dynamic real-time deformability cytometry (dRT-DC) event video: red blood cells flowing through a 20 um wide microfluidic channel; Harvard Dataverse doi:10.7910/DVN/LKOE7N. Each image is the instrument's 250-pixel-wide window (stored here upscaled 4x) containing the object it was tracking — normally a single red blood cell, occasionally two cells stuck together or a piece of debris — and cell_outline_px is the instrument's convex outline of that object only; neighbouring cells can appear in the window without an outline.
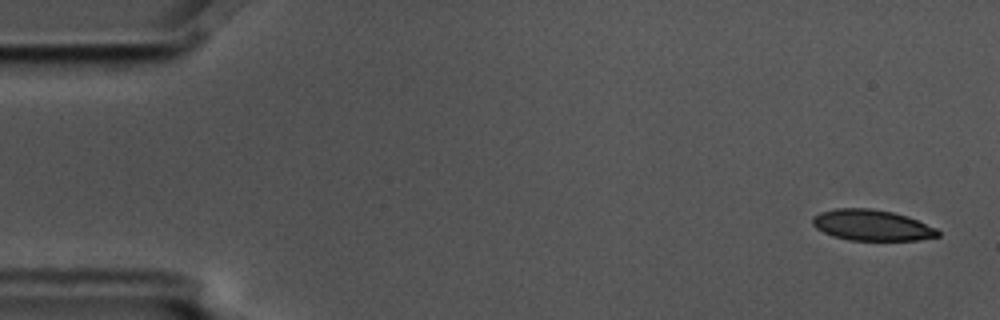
{"species": "common noctule bat (a hibernating species)", "species_latin": "Nyctalus noctula", "temperature_condition": "cold", "stored_images_in_passage": 8, "camera_frame_rate_fps": 3000, "um_per_image_px": 0.085, "animal": {"sex": "male", "body_mass_g": 17.5, "forearm_length_mm": 52.3}, "frame": {"image": 1, "passage_image": 1, "time_ms": 0.0, "image_size_px": [1000, 320], "cell_outline_px": [[940, 236], [916, 240], [848, 240], [824, 232], [816, 228], [812, 224], [812, 216], [820, 212], [836, 208], [872, 208], [892, 212], [908, 216], [936, 228], [940, 232]], "centroid_in_image_um": [74.11, 19.13], "position_along_channel_um": 10.9, "area_um2": 22.54}}
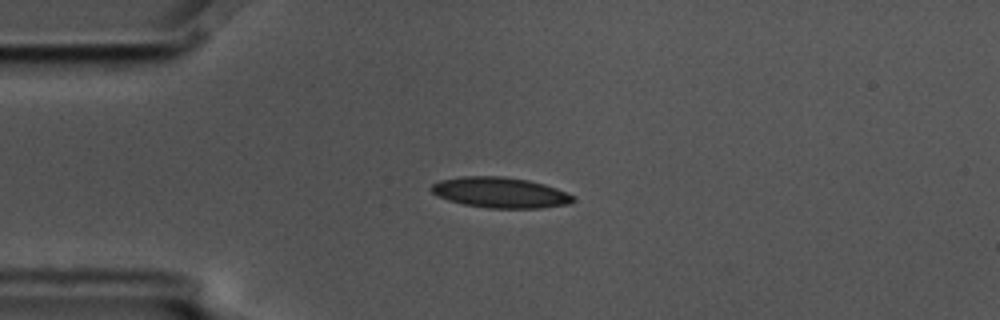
{"frame": {"image": 2, "passage_image": 4, "time_ms": 1.0, "image_size_px": [1000, 320], "cell_outline_px": [[576, 200], [572, 204], [540, 208], [488, 208], [464, 204], [448, 200], [432, 192], [428, 188], [432, 184], [440, 180], [460, 176], [504, 176], [528, 180], [544, 184], [556, 188], [576, 196]], "centroid_in_image_um": [42.55, 16.36], "position_along_channel_um": 42.4, "area_um2": 25.49}}